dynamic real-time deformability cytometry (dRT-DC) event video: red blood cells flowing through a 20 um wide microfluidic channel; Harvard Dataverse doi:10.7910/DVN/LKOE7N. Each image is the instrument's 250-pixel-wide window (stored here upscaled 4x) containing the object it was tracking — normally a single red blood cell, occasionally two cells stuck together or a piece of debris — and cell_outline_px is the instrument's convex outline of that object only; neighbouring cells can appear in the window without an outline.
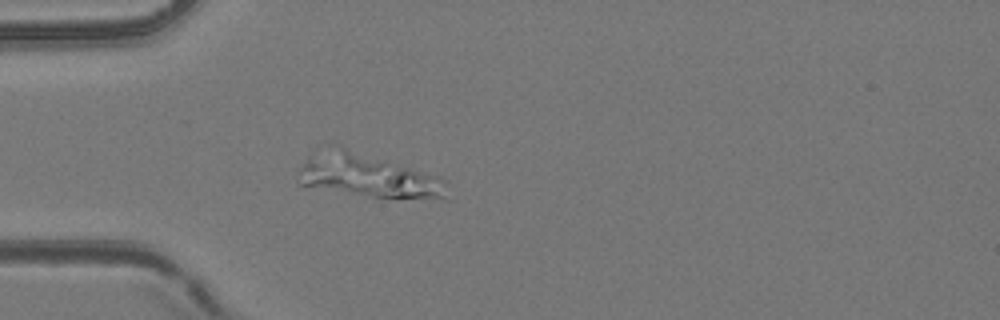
{"species": "common noctule bat (a hibernating species)", "species_latin": "Nyctalus noctula", "temperature_condition": "room temperature", "stored_images_in_passage": 35, "camera_frame_rate_fps": 3000, "um_per_image_px": 0.085, "animal": {"sex": "female", "body_mass_g": 24.6, "forearm_length_mm": 56.2}, "frame": {"image": 1, "passage_image": 16, "time_ms": 5.0, "image_size_px": [1000, 320], "cell_outline_px": [[452, 200], [448, 200], [372, 196], [300, 184], [300, 168], [308, 160], [340, 148], [344, 148], [440, 176], [448, 180]], "centroid_in_image_um": [31.6, 15.03], "position_along_channel_um": 53.4, "area_um2": 35.84}}
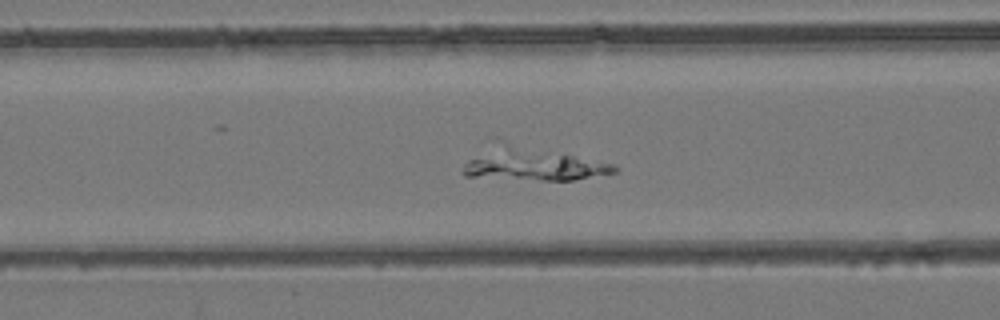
{"frame": {"image": 2, "passage_image": 22, "time_ms": 7.0, "image_size_px": [1000, 320], "cell_outline_px": [[620, 168], [616, 172], [572, 180], [540, 180], [464, 176], [460, 172], [468, 160], [508, 148], [572, 156], [616, 164]], "centroid_in_image_um": [45.48, 14.13], "position_along_channel_um": 121.1, "area_um2": 25.2}}
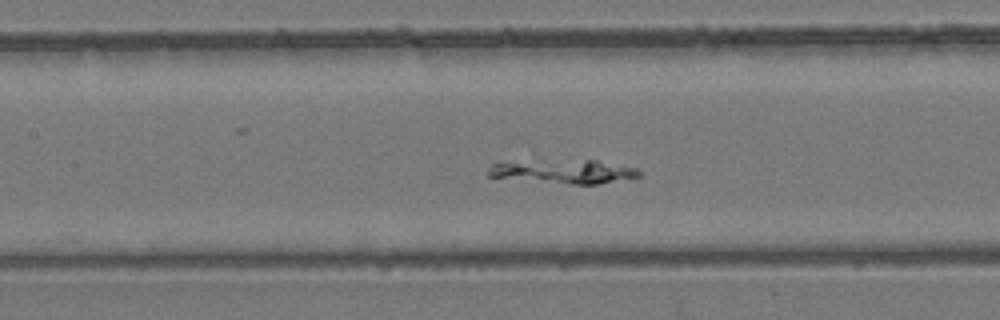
{"frame": {"image": 3, "passage_image": 25, "time_ms": 8.0, "image_size_px": [1000, 320], "cell_outline_px": [[640, 176], [596, 184], [568, 184], [488, 176], [488, 168], [492, 164], [584, 160], [596, 160], [636, 168], [640, 172]], "centroid_in_image_um": [48.0, 14.6], "position_along_channel_um": 159.4, "area_um2": 19.83}}